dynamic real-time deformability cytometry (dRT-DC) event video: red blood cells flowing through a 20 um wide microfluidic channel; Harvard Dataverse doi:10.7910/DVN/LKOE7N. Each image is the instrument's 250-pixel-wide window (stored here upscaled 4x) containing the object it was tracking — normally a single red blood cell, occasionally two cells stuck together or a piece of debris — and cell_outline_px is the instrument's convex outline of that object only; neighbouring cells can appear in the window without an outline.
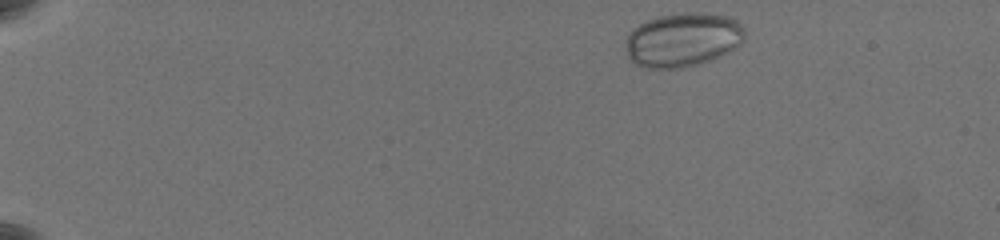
{"species": "common noctule bat (a hibernating species)", "species_latin": "Nyctalus noctula", "temperature_condition": "warm", "stored_images_in_passage": 50, "camera_frame_rate_fps": 3000, "um_per_image_px": 0.085, "animal": {"sex": "female", "body_mass_g": 19.5, "forearm_length_mm": 54.1}, "frame": {"image": 1, "passage_image": 2, "time_ms": 0.333, "image_size_px": [1000, 240], "cell_outline_px": [[744, 40], [736, 48], [712, 60], [700, 64], [680, 68], [644, 68], [636, 64], [628, 56], [624, 44], [624, 40], [640, 24], [648, 20], [660, 16], [684, 12], [700, 12], [728, 16], [736, 20], [744, 28]], "centroid_in_image_um": [58.06, 3.39], "position_along_channel_um": 26.9, "area_um2": 37.63}}
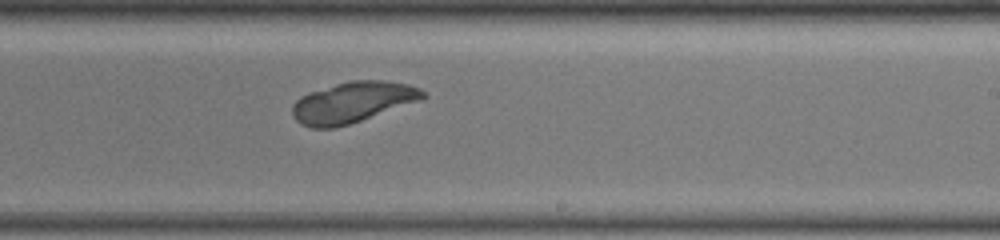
{"frame": {"image": 2, "passage_image": 32, "time_ms": 10.333, "image_size_px": [1000, 240], "cell_outline_px": [[428, 96], [420, 100], [336, 128], [312, 128], [300, 124], [292, 116], [292, 104], [300, 96], [336, 84], [352, 80], [384, 80], [408, 84], [420, 88]], "centroid_in_image_um": [29.96, 8.69], "position_along_channel_um": 259.0, "area_um2": 30.75}}
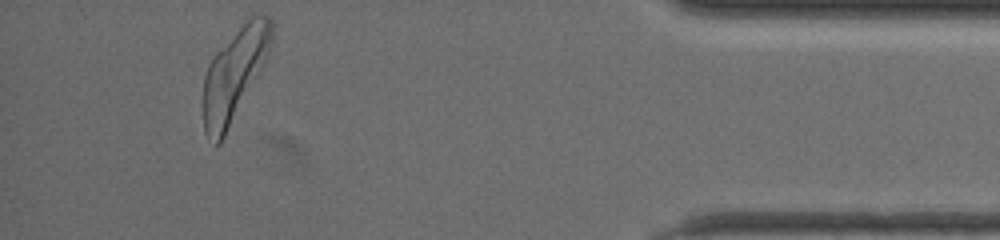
{"frame": {"image": 3, "passage_image": 49, "time_ms": 16.0, "image_size_px": [1000, 240], "cell_outline_px": [[272, 44], [264, 60], [220, 144], [216, 148], [208, 140], [204, 132], [204, 76], [208, 64], [216, 52], [252, 12], [256, 12], [268, 16], [272, 20]], "centroid_in_image_um": [19.9, 6.27], "position_along_channel_um": 415.3, "area_um2": 36.13}}